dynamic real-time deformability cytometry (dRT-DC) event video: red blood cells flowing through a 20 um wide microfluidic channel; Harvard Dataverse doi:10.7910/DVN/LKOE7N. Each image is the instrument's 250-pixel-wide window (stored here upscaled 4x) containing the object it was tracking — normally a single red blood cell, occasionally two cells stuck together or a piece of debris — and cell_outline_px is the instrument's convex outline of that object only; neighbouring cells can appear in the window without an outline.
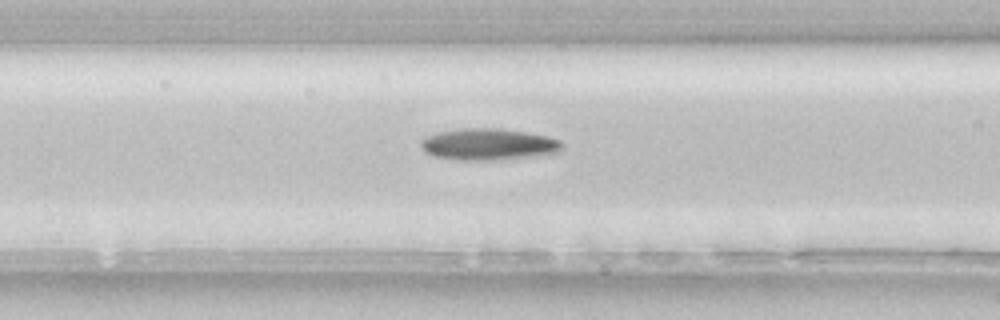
{"species": "common noctule bat (a hibernating species)", "species_latin": "Nyctalus noctula", "temperature_condition": "room temperature", "stored_images_in_passage": 41, "camera_frame_rate_fps": 3000, "um_per_image_px": 0.085, "animal": {"sex": "female", "body_mass_g": 22.7, "forearm_length_mm": 54.2}, "frame": {"image": 1, "passage_image": 15, "time_ms": 4.667, "image_size_px": [1000, 320], "cell_outline_px": [[564, 148], [560, 152], [528, 156], [492, 160], [456, 160], [436, 156], [424, 152], [420, 144], [420, 140], [428, 136], [440, 132], [456, 128], [492, 128], [524, 132], [548, 136], [560, 140], [564, 144]], "centroid_in_image_um": [41.51, 12.26], "position_along_channel_um": 125.1, "area_um2": 25.84}}
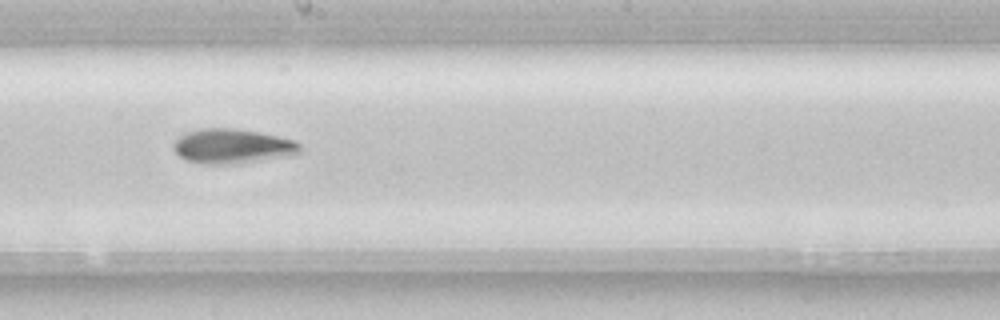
{"frame": {"image": 2, "passage_image": 23, "time_ms": 7.333, "image_size_px": [1000, 320], "cell_outline_px": [[300, 152], [296, 156], [236, 164], [204, 164], [184, 160], [172, 148], [172, 144], [180, 136], [188, 132], [200, 128], [236, 128], [296, 140], [300, 144]], "centroid_in_image_um": [19.78, 12.45], "position_along_channel_um": 228.4, "area_um2": 25.89}}
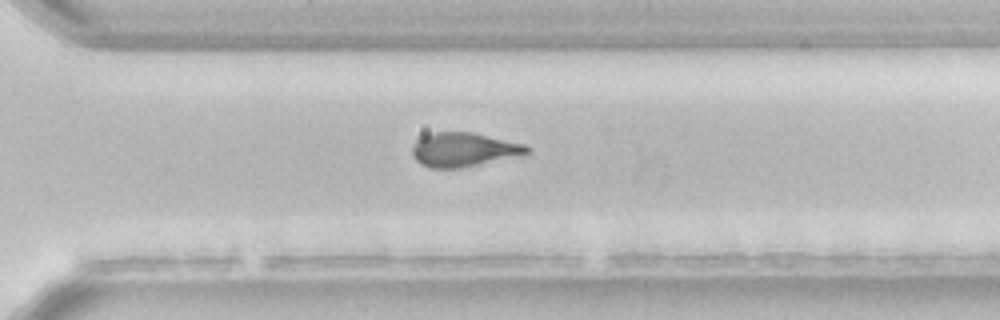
{"frame": {"image": 3, "passage_image": 31, "time_ms": 10.0, "image_size_px": [1000, 320], "cell_outline_px": [[532, 152], [524, 156], [460, 168], [428, 168], [420, 164], [412, 156], [412, 148], [416, 140], [432, 132], [472, 132], [524, 144], [532, 148]], "centroid_in_image_um": [39.46, 12.73], "position_along_channel_um": 331.1, "area_um2": 23.18}, "authors_computed_cell_mechanics": {"area_um2": 23.987, "velocity_mm_per_s": 3.8715, "shape_relaxation_time_tau1_ms": 3.1365, "shape_relaxation_time_tau2_ms": null, "deformation_change_tau1": 0.1359, "deformation_change_tau2": null}}